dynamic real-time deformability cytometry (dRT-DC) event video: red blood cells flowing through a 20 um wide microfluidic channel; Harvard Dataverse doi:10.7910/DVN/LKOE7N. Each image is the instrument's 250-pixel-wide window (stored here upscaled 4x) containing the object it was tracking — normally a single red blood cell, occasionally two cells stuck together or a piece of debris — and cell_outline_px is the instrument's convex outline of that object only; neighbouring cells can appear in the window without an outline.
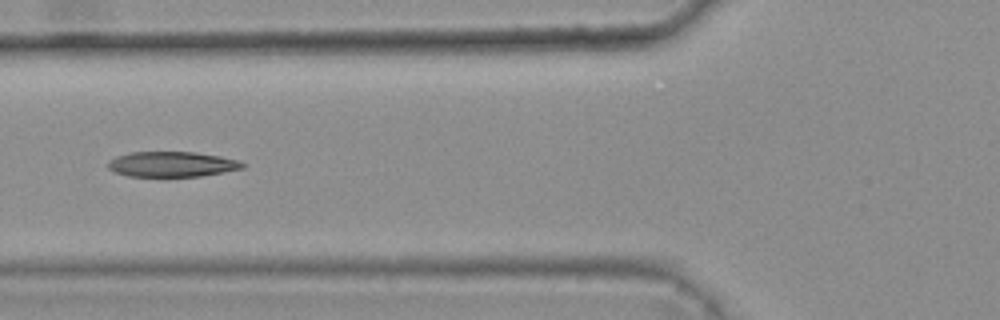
{"species": "common noctule bat (a hibernating species)", "species_latin": "Nyctalus noctula", "temperature_condition": "warm", "stored_images_in_passage": 10, "camera_frame_rate_fps": 3000, "um_per_image_px": 0.085, "animal": {"sex": "female", "body_mass_g": 25.1}, "frame": {"image": 1, "passage_image": 6, "time_ms": 1.667, "image_size_px": [1000, 320], "cell_outline_px": [[244, 168], [224, 172], [200, 176], [128, 176], [112, 172], [108, 168], [108, 160], [116, 156], [132, 152], [192, 152], [220, 156], [236, 160], [244, 164]], "centroid_in_image_um": [14.56, 13.96], "position_along_channel_um": 111.2, "area_um2": 19.71}}
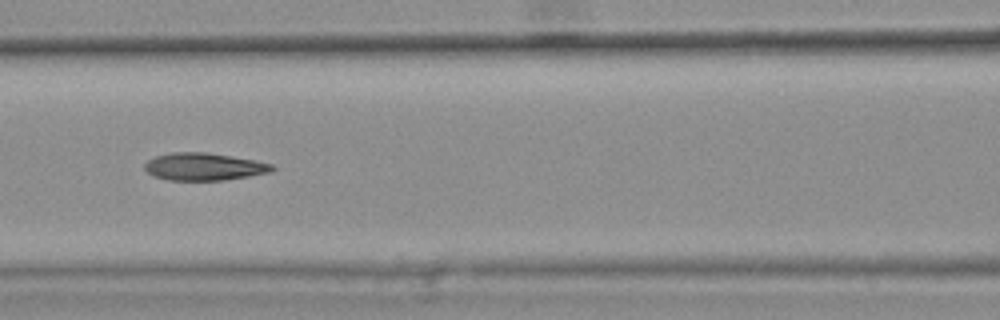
{"frame": {"image": 2, "passage_image": 7, "time_ms": 2.0, "image_size_px": [1000, 320], "cell_outline_px": [[276, 168], [272, 172], [224, 180], [168, 180], [152, 176], [144, 168], [144, 164], [148, 160], [156, 156], [172, 152], [204, 152], [252, 160], [272, 164]], "centroid_in_image_um": [17.31, 14.17], "position_along_channel_um": 149.3, "area_um2": 20.23}}